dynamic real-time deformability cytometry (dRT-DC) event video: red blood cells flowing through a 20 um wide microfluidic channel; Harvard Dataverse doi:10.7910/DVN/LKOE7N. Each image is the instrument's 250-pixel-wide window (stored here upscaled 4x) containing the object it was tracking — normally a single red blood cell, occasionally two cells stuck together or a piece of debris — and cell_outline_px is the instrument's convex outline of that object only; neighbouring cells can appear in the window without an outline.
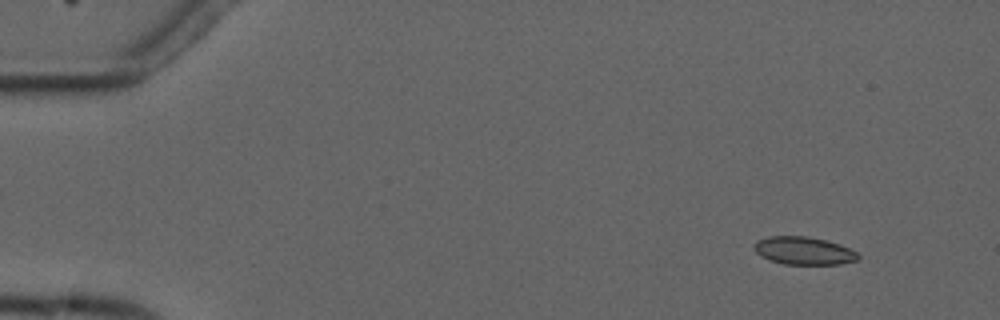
{"species": "common noctule bat (a hibernating species)", "species_latin": "Nyctalus noctula", "temperature_condition": "cold", "stored_images_in_passage": 5, "camera_frame_rate_fps": 3000, "um_per_image_px": 0.085, "animal": {"sex": "male", "forearm_length_mm": 52.5}, "frame": {"image": 1, "passage_image": 2, "time_ms": 1.0, "image_size_px": [1000, 320], "cell_outline_px": [[860, 256], [856, 260], [840, 264], [784, 264], [760, 256], [752, 248], [756, 240], [768, 236], [808, 236], [840, 244], [856, 252]], "centroid_in_image_um": [68.28, 21.3], "position_along_channel_um": 16.7, "area_um2": 16.82}}